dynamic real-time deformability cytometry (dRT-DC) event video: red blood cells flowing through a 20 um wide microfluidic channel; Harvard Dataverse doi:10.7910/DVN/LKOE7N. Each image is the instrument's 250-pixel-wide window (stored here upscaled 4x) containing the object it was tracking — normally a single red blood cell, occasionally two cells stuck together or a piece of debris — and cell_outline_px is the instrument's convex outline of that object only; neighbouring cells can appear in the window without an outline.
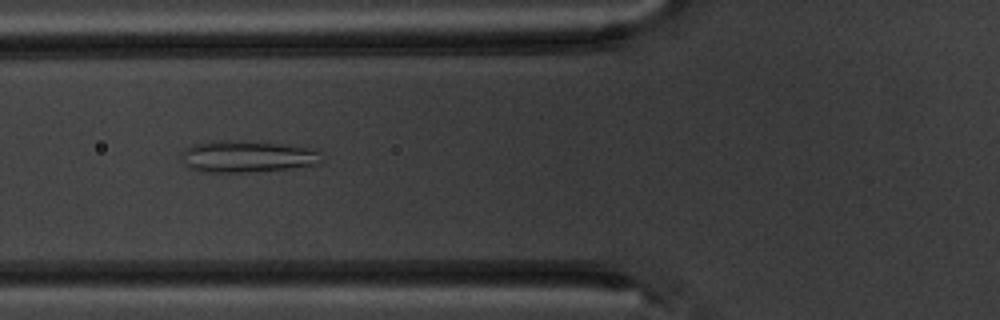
{"species": "common noctule bat (a hibernating species)", "species_latin": "Nyctalus noctula", "temperature_condition": "warm", "stored_images_in_passage": 6, "camera_frame_rate_fps": 3000, "um_per_image_px": 0.085, "animal": {"sex": "male", "body_mass_g": 20.1, "forearm_length_mm": 53.5}, "frame": {"image": 1, "passage_image": 6, "time_ms": 5.667, "image_size_px": [1000, 320], "cell_outline_px": [[324, 160], [320, 164], [288, 168], [248, 172], [204, 172], [188, 168], [180, 160], [180, 152], [184, 148], [192, 144], [212, 140], [244, 140], [284, 144], [320, 148], [324, 152]], "centroid_in_image_um": [21.05, 13.28], "position_along_channel_um": 104.7, "area_um2": 26.99}}